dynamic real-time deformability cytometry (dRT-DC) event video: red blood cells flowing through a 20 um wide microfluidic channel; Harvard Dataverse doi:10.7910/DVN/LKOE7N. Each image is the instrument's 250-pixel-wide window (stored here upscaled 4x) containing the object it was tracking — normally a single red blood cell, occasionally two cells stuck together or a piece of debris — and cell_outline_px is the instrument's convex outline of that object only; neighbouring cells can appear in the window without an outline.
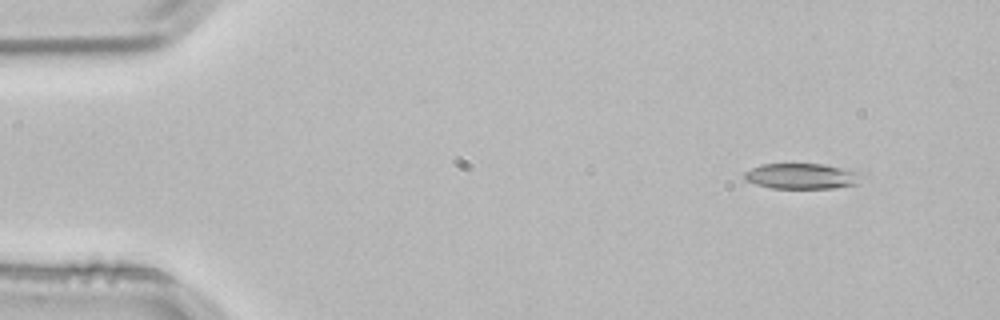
{"species": "common noctule bat (a hibernating species)", "species_latin": "Nyctalus noctula", "temperature_condition": "room temperature", "stored_images_in_passage": 3, "camera_frame_rate_fps": 3000, "um_per_image_px": 0.085, "animal": {"sex": "male", "body_mass_g": 21.5, "forearm_length_mm": 52.0}, "frame": {"image": 1, "passage_image": 1, "time_ms": 0.0, "image_size_px": [1000, 320], "cell_outline_px": [[868, 176], [856, 184], [832, 188], [772, 188], [756, 184], [744, 180], [744, 172], [760, 164], [820, 164], [864, 172]], "centroid_in_image_um": [68.22, 14.97], "position_along_channel_um": 16.8, "area_um2": 17.69}}
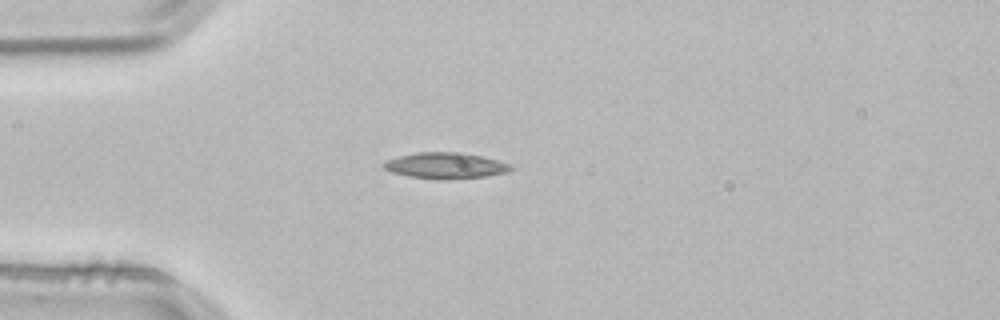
{"frame": {"image": 2, "passage_image": 3, "time_ms": 0.667, "image_size_px": [1000, 320], "cell_outline_px": [[516, 168], [508, 172], [488, 176], [408, 176], [392, 172], [384, 168], [384, 160], [416, 152], [460, 152], [480, 156], [512, 164]], "centroid_in_image_um": [37.9, 14.02], "position_along_channel_um": 47.1, "area_um2": 18.21}}